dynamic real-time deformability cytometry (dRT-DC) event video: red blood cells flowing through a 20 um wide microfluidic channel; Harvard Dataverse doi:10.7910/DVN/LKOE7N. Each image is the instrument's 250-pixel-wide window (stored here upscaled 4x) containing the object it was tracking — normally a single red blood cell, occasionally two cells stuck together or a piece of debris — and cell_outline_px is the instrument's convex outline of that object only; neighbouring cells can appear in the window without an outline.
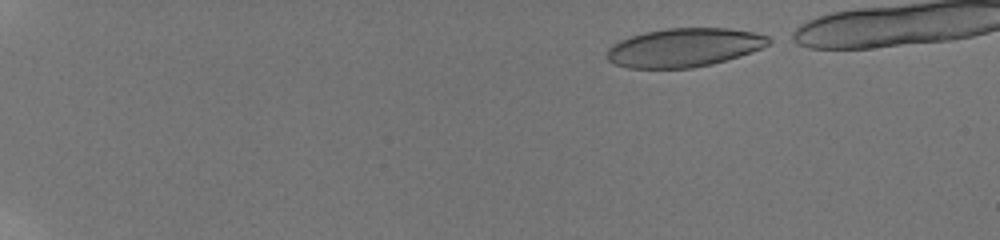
{"species": "human", "species_latin": "Homo sapiens", "temperature_condition": "room temperature", "stored_images_in_passage": 48, "camera_frame_rate_fps": 3000, "um_per_image_px": 0.085, "donor": {"sex": "male"}, "frame": {"image": 1, "passage_image": 2, "time_ms": 0.333, "image_size_px": [1000, 240], "cell_outline_px": [[776, 40], [752, 52], [740, 56], [712, 64], [692, 68], [628, 68], [616, 64], [608, 60], [608, 48], [612, 44], [620, 40], [644, 32], [668, 28], [728, 28], [756, 32], [768, 36]], "centroid_in_image_um": [58.2, 4.03], "position_along_channel_um": 26.8, "area_um2": 36.53}}
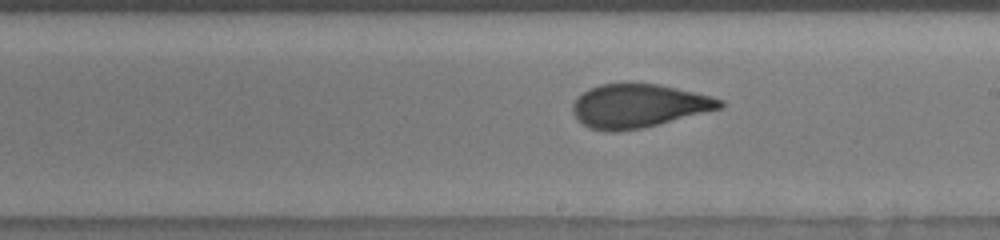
{"frame": {"image": 2, "passage_image": 29, "time_ms": 9.333, "image_size_px": [1000, 240], "cell_outline_px": [[724, 104], [720, 108], [640, 128], [616, 132], [604, 132], [588, 128], [576, 120], [572, 112], [572, 104], [588, 88], [600, 84], [660, 84], [712, 96], [724, 100]], "centroid_in_image_um": [54.22, 9.0], "position_along_channel_um": 234.8, "area_um2": 37.11}}
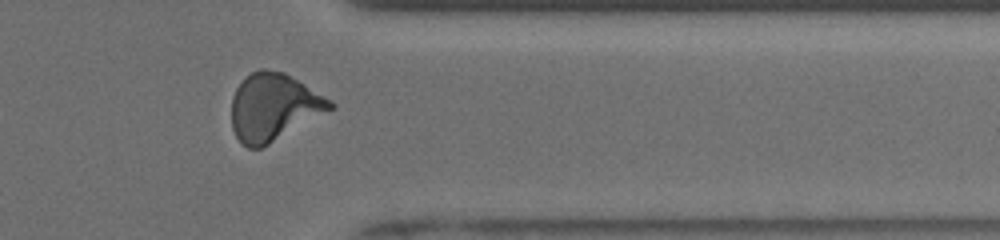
{"frame": {"image": 3, "passage_image": 41, "time_ms": 13.333, "image_size_px": [1000, 240], "cell_outline_px": [[336, 108], [268, 144], [260, 148], [248, 148], [236, 136], [232, 128], [232, 96], [236, 88], [252, 72], [260, 68], [264, 68], [284, 72], [332, 100], [336, 104]], "centroid_in_image_um": [23.29, 9.09], "position_along_channel_um": 388.1, "area_um2": 38.49}}